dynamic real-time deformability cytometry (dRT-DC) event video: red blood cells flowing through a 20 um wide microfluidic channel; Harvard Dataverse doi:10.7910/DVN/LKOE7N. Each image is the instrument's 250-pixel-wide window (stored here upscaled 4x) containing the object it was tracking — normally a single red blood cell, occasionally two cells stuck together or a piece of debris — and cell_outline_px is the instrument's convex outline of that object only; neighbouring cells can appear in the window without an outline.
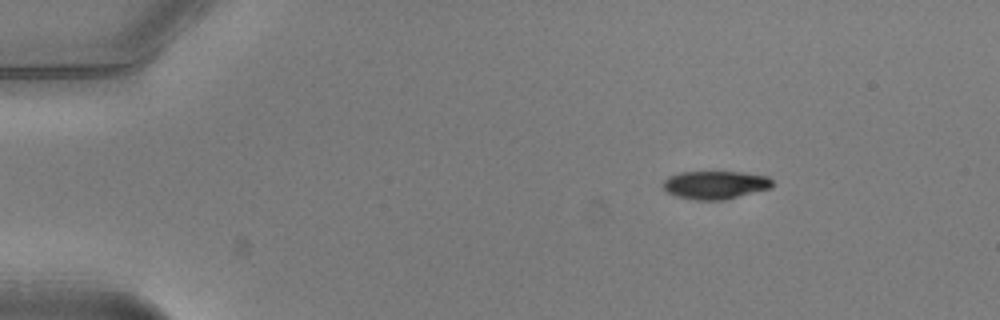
{"species": "common noctule bat (a hibernating species)", "species_latin": "Nyctalus noctula", "temperature_condition": "warm", "stored_images_in_passage": 45, "camera_frame_rate_fps": 3000, "um_per_image_px": 0.085, "animal": {"sex": "male", "body_mass_g": 20.5, "forearm_length_mm": 52.5}, "frame": {"image": 1, "passage_image": 1, "time_ms": 0.0, "image_size_px": [1000, 320], "cell_outline_px": [[772, 188], [724, 200], [696, 200], [676, 196], [668, 192], [664, 188], [664, 180], [668, 176], [680, 172], [740, 172], [768, 176], [772, 180]], "centroid_in_image_um": [60.81, 15.72], "position_along_channel_um": 24.2, "area_um2": 17.92}}
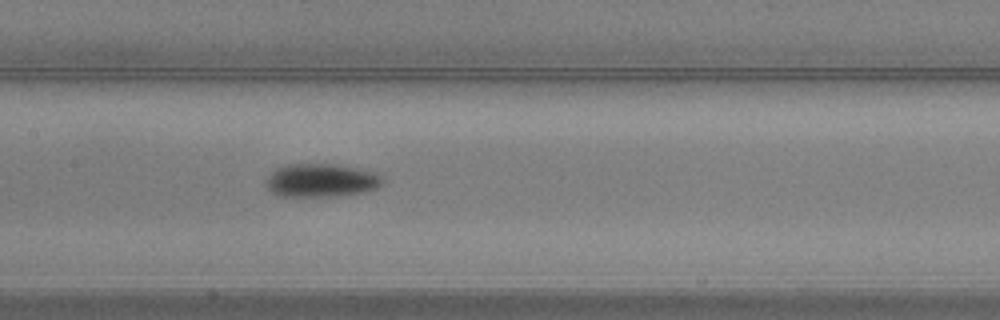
{"frame": {"image": 2, "passage_image": 19, "time_ms": 6.0, "image_size_px": [1000, 320], "cell_outline_px": [[384, 184], [376, 188], [360, 192], [336, 196], [280, 196], [272, 192], [264, 184], [272, 172], [276, 168], [284, 164], [336, 164], [376, 172], [384, 180]], "centroid_in_image_um": [27.29, 15.32], "position_along_channel_um": 180.1, "area_um2": 22.6}}
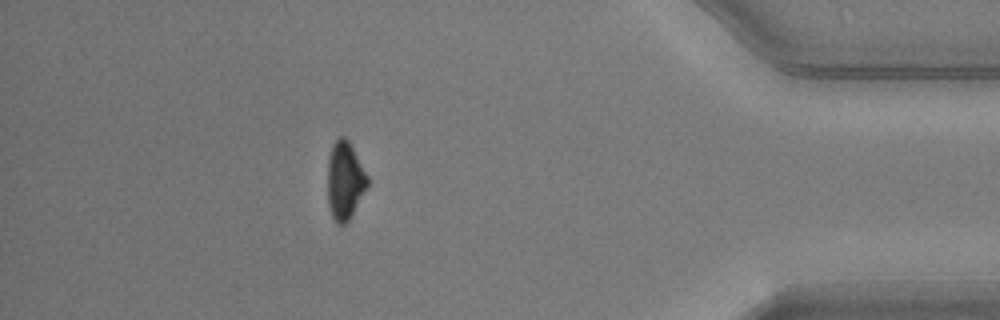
{"frame": {"image": 3, "passage_image": 39, "time_ms": 12.667, "image_size_px": [1000, 320], "cell_outline_px": [[368, 184], [348, 220], [344, 224], [336, 224], [332, 216], [328, 204], [328, 156], [332, 144], [340, 136], [344, 136], [348, 140], [368, 176]], "centroid_in_image_um": [29.29, 15.32], "position_along_channel_um": 405.9, "area_um2": 17.8}, "authors_computed_cell_mechanics": {"area_um2": 20.2878, "velocity_mm_per_s": 4.0032, "shape_relaxation_time_tau1_ms": 2.4023, "shape_relaxation_time_tau2_ms": null, "deformation_change_tau1": 0.1149, "deformation_change_tau2": null}}